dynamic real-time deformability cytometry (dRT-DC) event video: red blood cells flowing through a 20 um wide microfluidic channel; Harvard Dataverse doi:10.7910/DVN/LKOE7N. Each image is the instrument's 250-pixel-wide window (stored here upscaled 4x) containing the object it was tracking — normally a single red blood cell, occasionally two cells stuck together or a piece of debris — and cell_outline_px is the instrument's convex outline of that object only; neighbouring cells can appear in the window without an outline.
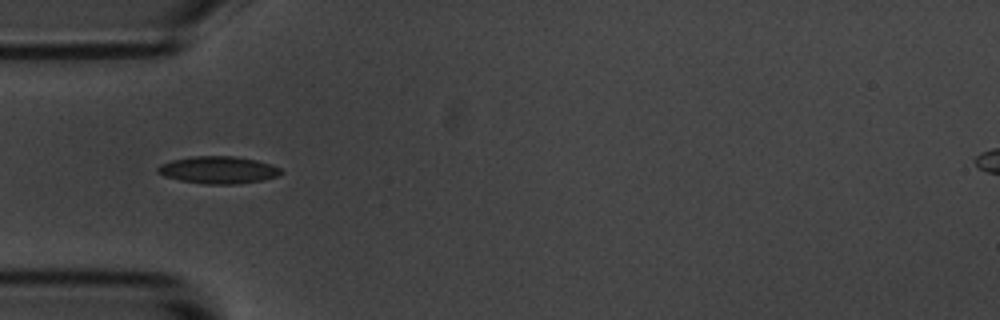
{"species": "common noctule bat (a hibernating species)", "species_latin": "Nyctalus noctula", "temperature_condition": "room temperature", "stored_images_in_passage": 2, "camera_frame_rate_fps": 3000, "um_per_image_px": 0.085, "animal": {"sex": "male", "body_mass_g": 20.1, "forearm_length_mm": 53.5}, "frame": {"image": 1, "passage_image": 2, "time_ms": 1.0, "image_size_px": [1000, 320], "cell_outline_px": [[284, 172], [280, 176], [264, 180], [236, 184], [204, 184], [180, 180], [164, 176], [156, 172], [156, 168], [160, 164], [172, 160], [192, 156], [232, 156], [256, 160], [272, 164], [280, 168]], "centroid_in_image_um": [18.58, 14.45], "position_along_channel_um": 66.4, "area_um2": 19.77}}